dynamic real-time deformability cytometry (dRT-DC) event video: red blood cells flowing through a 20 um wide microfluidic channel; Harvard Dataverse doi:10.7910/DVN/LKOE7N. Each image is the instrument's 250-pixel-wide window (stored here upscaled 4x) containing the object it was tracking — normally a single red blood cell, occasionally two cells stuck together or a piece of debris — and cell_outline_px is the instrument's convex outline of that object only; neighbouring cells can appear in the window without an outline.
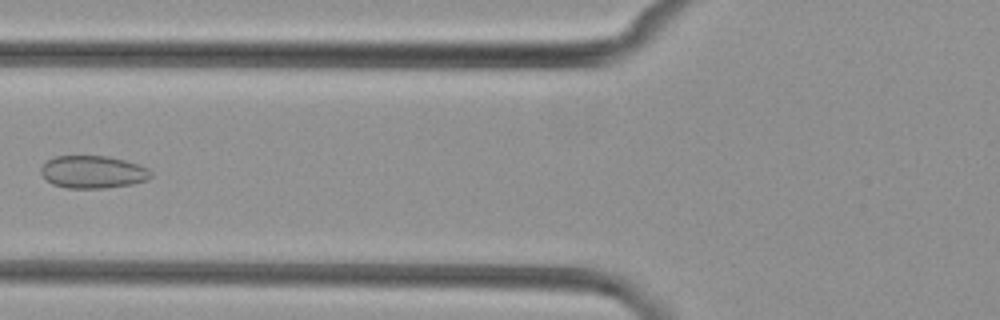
{"species": "common noctule bat (a hibernating species)", "species_latin": "Nyctalus noctula", "temperature_condition": "cold", "stored_images_in_passage": 6, "camera_frame_rate_fps": 3000, "um_per_image_px": 0.085, "animal": {"sex": "female", "body_mass_g": 29.2, "forearm_length_mm": 56.3}, "frame": {"image": 1, "passage_image": 6, "time_ms": 7.0, "image_size_px": [1000, 320], "cell_outline_px": [[152, 176], [148, 180], [132, 184], [104, 188], [64, 188], [52, 184], [40, 172], [40, 168], [48, 160], [56, 156], [104, 156], [124, 160], [148, 168], [152, 172]], "centroid_in_image_um": [7.9, 14.63], "position_along_channel_um": 117.9, "area_um2": 20.81}}